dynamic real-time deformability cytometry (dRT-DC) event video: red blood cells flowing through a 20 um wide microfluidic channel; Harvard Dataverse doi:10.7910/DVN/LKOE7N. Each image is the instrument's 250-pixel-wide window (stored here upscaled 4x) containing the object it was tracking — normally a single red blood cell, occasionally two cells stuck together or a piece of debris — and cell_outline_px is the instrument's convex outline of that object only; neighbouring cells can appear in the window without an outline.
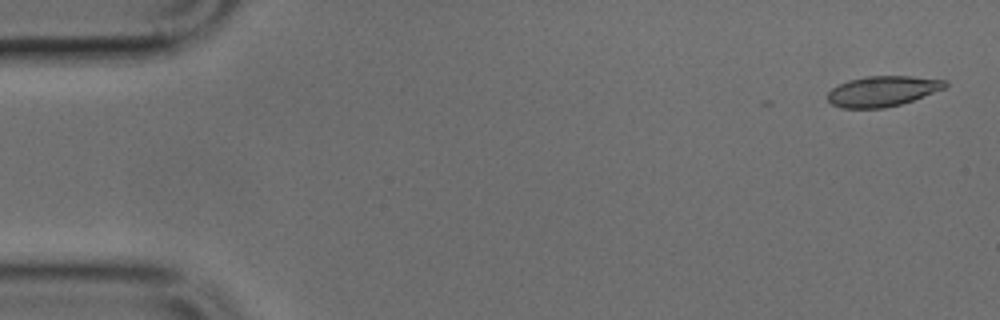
{"species": "common noctule bat (a hibernating species)", "species_latin": "Nyctalus noctula", "temperature_condition": "cold", "stored_images_in_passage": 2, "camera_frame_rate_fps": 3000, "um_per_image_px": 0.085, "animal": {"sex": "male", "body_mass_g": 17.9, "forearm_length_mm": 54.2}, "frame": {"image": 1, "passage_image": 1, "time_ms": 0.0, "image_size_px": [1000, 320], "cell_outline_px": [[948, 84], [944, 88], [912, 100], [900, 104], [884, 108], [840, 108], [832, 104], [828, 100], [828, 92], [832, 88], [848, 80], [864, 76], [912, 76], [948, 80]], "centroid_in_image_um": [75.0, 7.74], "position_along_channel_um": 10.0, "area_um2": 20.75}}